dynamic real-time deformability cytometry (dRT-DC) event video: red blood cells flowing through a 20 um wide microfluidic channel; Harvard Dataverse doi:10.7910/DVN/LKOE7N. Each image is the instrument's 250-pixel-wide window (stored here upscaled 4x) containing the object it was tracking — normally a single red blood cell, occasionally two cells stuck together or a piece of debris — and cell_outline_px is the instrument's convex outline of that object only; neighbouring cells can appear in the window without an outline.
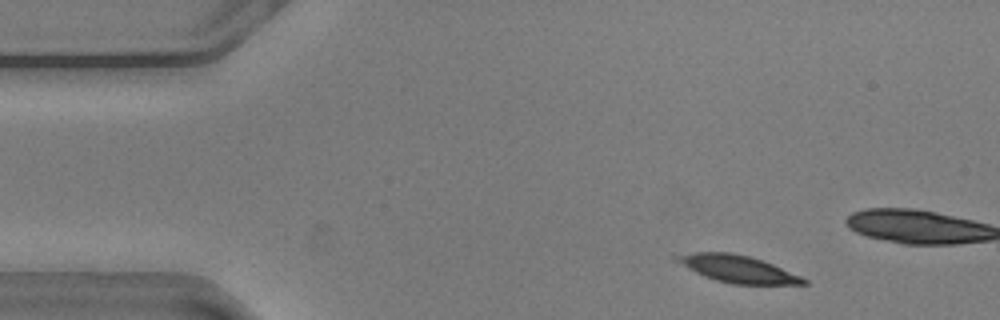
{"species": "common noctule bat (a hibernating species)", "species_latin": "Nyctalus noctula", "temperature_condition": "warm", "stored_images_in_passage": 14, "camera_frame_rate_fps": 3000, "um_per_image_px": 0.085, "animal": {"sex": "male", "body_mass_g": 20.5, "forearm_length_mm": 52.5}, "frame": {"image": 1, "passage_image": 5, "time_ms": 1.333, "image_size_px": [1000, 320], "cell_outline_px": [[808, 284], [732, 284], [716, 280], [704, 276], [672, 260], [672, 256], [692, 252], [732, 252], [748, 256], [772, 264], [800, 276], [808, 280]], "centroid_in_image_um": [62.64, 22.85], "position_along_channel_um": 22.4, "area_um2": 19.94}}